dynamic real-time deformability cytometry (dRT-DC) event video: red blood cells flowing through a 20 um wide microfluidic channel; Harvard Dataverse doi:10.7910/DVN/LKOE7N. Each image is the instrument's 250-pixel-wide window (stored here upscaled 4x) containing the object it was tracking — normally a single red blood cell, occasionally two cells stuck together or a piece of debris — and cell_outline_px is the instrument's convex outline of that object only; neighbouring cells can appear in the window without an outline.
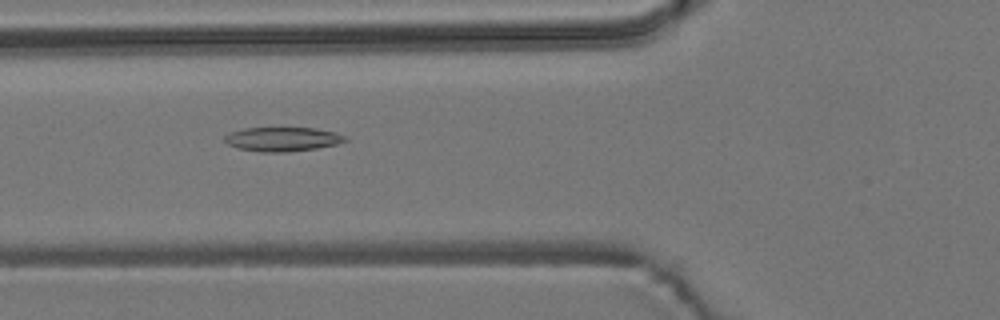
{"species": "common noctule bat (a hibernating species)", "species_latin": "Nyctalus noctula", "temperature_condition": "room temperature", "stored_images_in_passage": 14, "camera_frame_rate_fps": 3000, "um_per_image_px": 0.085, "animal": {"sex": "male", "body_mass_g": 19.2, "forearm_length_mm": 51.8}, "frame": {"image": 1, "passage_image": 5, "time_ms": 5.667, "image_size_px": [1000, 320], "cell_outline_px": [[348, 140], [336, 144], [316, 148], [288, 152], [260, 152], [236, 148], [228, 144], [224, 140], [224, 136], [232, 132], [244, 128], [316, 128], [336, 132], [348, 136]], "centroid_in_image_um": [24.04, 11.83], "position_along_channel_um": 101.8, "area_um2": 17.05}}
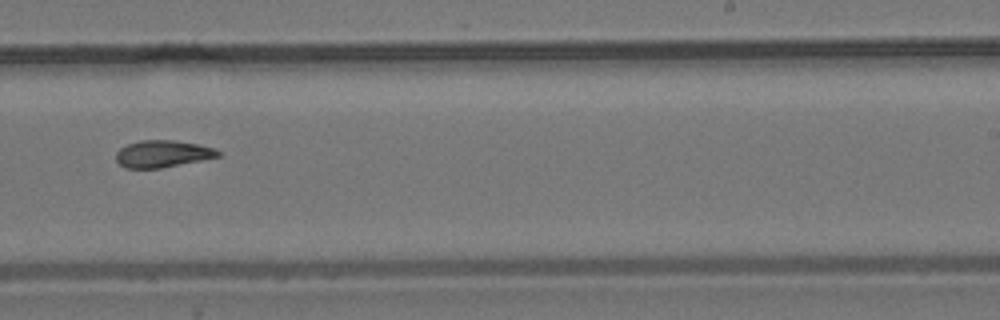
{"frame": {"image": 2, "passage_image": 9, "time_ms": 10.333, "image_size_px": [1000, 320], "cell_outline_px": [[220, 156], [160, 168], [124, 168], [116, 160], [116, 152], [120, 148], [128, 144], [140, 140], [172, 140], [196, 144], [212, 148], [220, 152]], "centroid_in_image_um": [13.76, 13.07], "position_along_channel_um": 275.2, "area_um2": 15.78}}
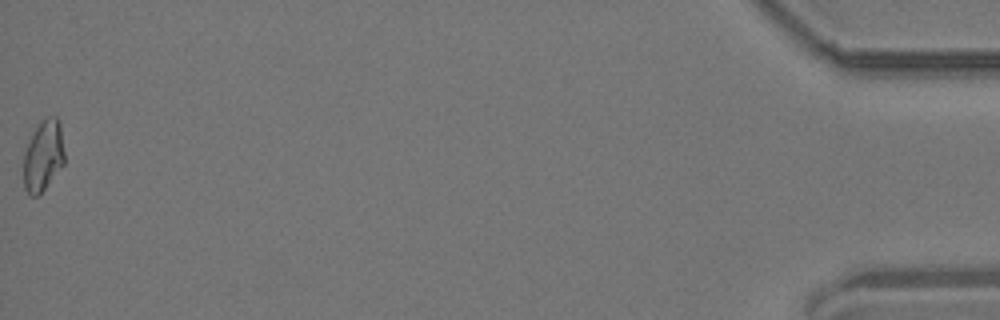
{"frame": {"image": 3, "passage_image": 14, "time_ms": 17.333, "image_size_px": [1000, 320], "cell_outline_px": [[64, 164], [44, 188], [36, 196], [28, 196], [24, 188], [24, 152], [32, 132], [40, 120], [44, 116], [56, 116], [60, 124], [64, 152]], "centroid_in_image_um": [3.66, 13.2], "position_along_channel_um": 431.5, "area_um2": 16.99}, "authors_computed_cell_mechanics": {"area_um2": 16.5597, "velocity_mm_per_s": 3.7239, "shape_relaxation_time_tau1_ms": null, "shape_relaxation_time_tau2_ms": 2.2887, "deformation_change_tau1": null, "deformation_change_tau2": 0.0669}}